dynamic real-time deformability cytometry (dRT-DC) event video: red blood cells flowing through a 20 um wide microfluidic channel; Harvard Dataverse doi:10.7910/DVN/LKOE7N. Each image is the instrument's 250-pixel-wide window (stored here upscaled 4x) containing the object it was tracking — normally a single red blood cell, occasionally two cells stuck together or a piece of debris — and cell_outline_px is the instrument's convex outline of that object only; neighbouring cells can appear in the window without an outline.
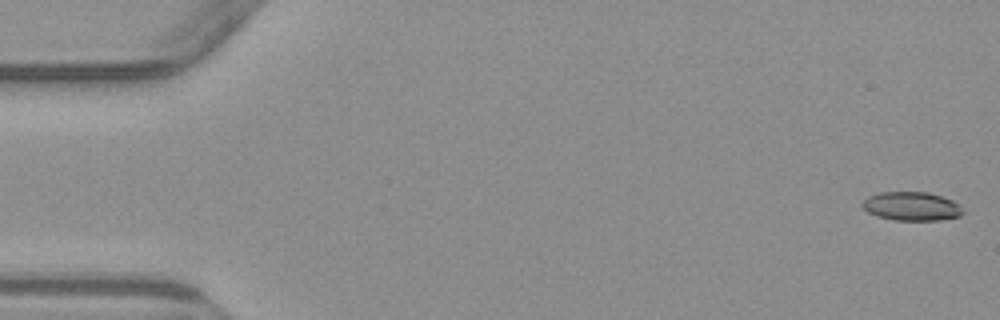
{"species": "common noctule bat (a hibernating species)", "species_latin": "Nyctalus noctula", "temperature_condition": "warm", "stored_images_in_passage": 5, "camera_frame_rate_fps": 3000, "um_per_image_px": 0.085, "animal": {"sex": "male", "body_mass_g": 23.1, "forearm_length_mm": 52.7}, "frame": {"image": 1, "passage_image": 1, "time_ms": 0.0, "image_size_px": [1000, 320], "cell_outline_px": [[964, 212], [960, 216], [940, 220], [892, 220], [876, 216], [868, 212], [860, 204], [868, 196], [880, 192], [928, 192], [952, 200], [960, 204]], "centroid_in_image_um": [77.48, 17.53], "position_along_channel_um": 7.5, "area_um2": 16.94}}
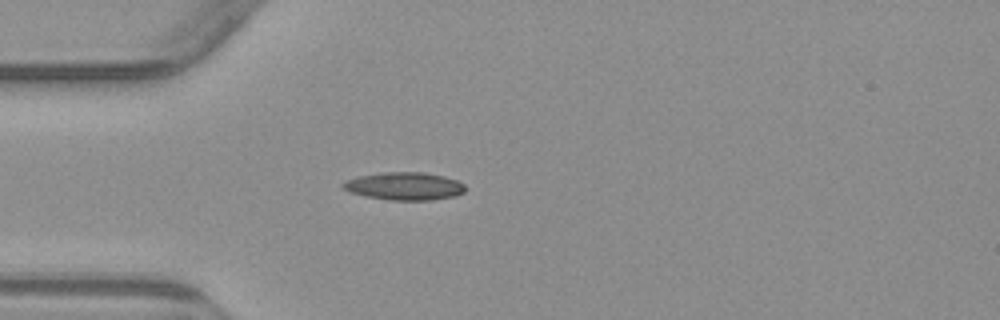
{"frame": {"image": 2, "passage_image": 5, "time_ms": 4.667, "image_size_px": [1000, 320], "cell_outline_px": [[464, 192], [456, 196], [432, 200], [392, 200], [364, 196], [352, 192], [344, 188], [340, 184], [344, 180], [360, 176], [380, 172], [424, 172], [444, 176], [456, 180], [464, 184]], "centroid_in_image_um": [34.38, 15.82], "position_along_channel_um": 50.6, "area_um2": 19.83}}